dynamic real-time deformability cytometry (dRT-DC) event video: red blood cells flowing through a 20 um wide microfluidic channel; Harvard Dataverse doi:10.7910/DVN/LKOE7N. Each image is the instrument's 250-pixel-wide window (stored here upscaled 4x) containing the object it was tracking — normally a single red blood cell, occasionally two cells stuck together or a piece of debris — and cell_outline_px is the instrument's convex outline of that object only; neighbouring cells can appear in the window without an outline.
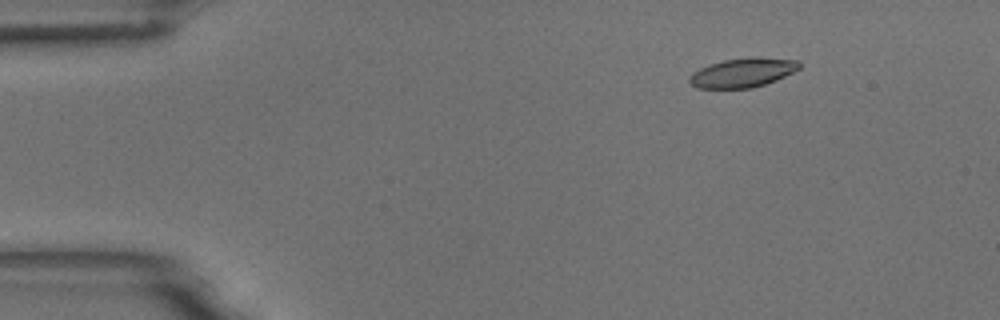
{"species": "common noctule bat (a hibernating species)", "species_latin": "Nyctalus noctula", "temperature_condition": "room temperature", "stored_images_in_passage": 7, "camera_frame_rate_fps": 3000, "um_per_image_px": 0.085, "animal": {"sex": "male", "body_mass_g": 18.8}, "frame": {"image": 1, "passage_image": 3, "time_ms": 0.667, "image_size_px": [1000, 320], "cell_outline_px": [[800, 68], [776, 80], [752, 88], [696, 88], [688, 80], [688, 76], [692, 72], [708, 64], [724, 60], [756, 56], [800, 60]], "centroid_in_image_um": [63.12, 6.16], "position_along_channel_um": 21.9, "area_um2": 18.84}}
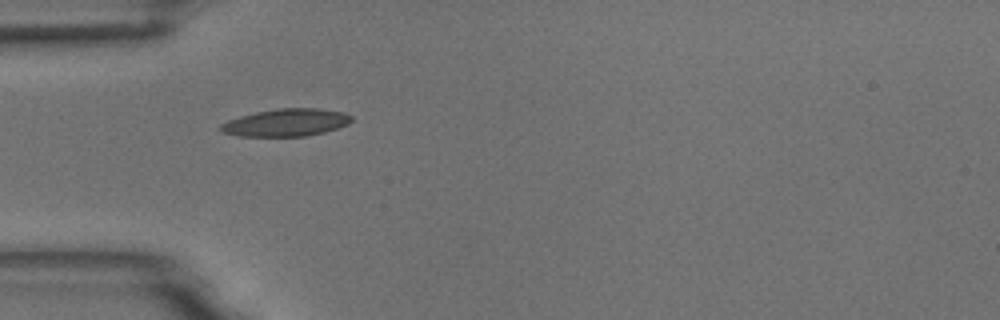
{"frame": {"image": 2, "passage_image": 6, "time_ms": 1.667, "image_size_px": [1000, 320], "cell_outline_px": [[352, 120], [348, 124], [324, 132], [304, 136], [240, 136], [220, 132], [216, 128], [220, 124], [228, 120], [240, 116], [256, 112], [280, 108], [316, 108], [344, 112], [352, 116]], "centroid_in_image_um": [24.27, 10.42], "position_along_channel_um": 60.7, "area_um2": 20.98}}